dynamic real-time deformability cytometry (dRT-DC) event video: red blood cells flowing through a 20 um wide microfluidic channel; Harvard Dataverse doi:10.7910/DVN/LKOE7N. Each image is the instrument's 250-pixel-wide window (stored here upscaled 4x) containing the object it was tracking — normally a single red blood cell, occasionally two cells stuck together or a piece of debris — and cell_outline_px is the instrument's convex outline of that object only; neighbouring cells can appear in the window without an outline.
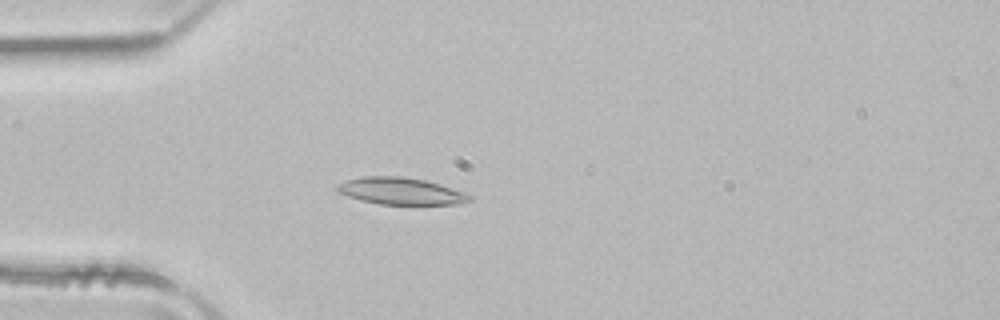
{"species": "common noctule bat (a hibernating species)", "species_latin": "Nyctalus noctula", "temperature_condition": "room temperature", "stored_images_in_passage": 50, "camera_frame_rate_fps": 3000, "um_per_image_px": 0.085, "animal": {"sex": "male", "body_mass_g": 21.5, "forearm_length_mm": 52.0}, "frame": {"image": 1, "passage_image": 13, "time_ms": 4.0, "image_size_px": [1000, 320], "cell_outline_px": [[472, 200], [460, 204], [380, 204], [360, 200], [348, 196], [340, 192], [336, 188], [336, 184], [348, 180], [364, 176], [404, 176], [424, 180], [440, 184], [468, 192], [472, 196]], "centroid_in_image_um": [34.13, 16.24], "position_along_channel_um": 50.9, "area_um2": 20.87}}
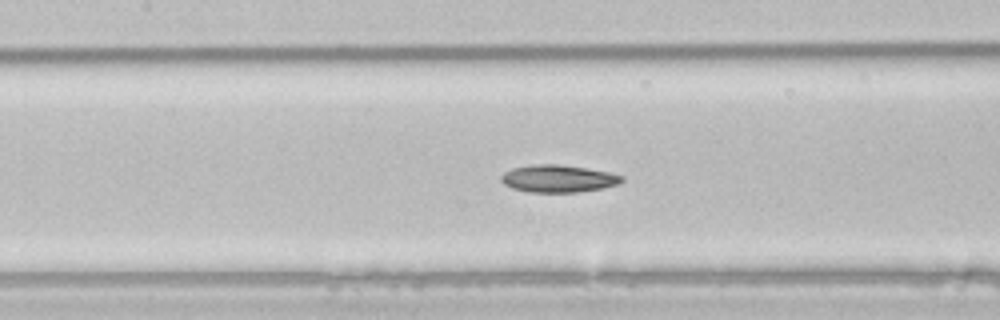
{"frame": {"image": 2, "passage_image": 22, "time_ms": 7.0, "image_size_px": [1000, 320], "cell_outline_px": [[624, 180], [620, 184], [600, 188], [576, 192], [532, 192], [512, 188], [504, 184], [500, 180], [500, 176], [504, 172], [512, 168], [532, 164], [560, 164], [608, 172], [624, 176]], "centroid_in_image_um": [47.43, 15.17], "position_along_channel_um": 160.0, "area_um2": 19.19}}
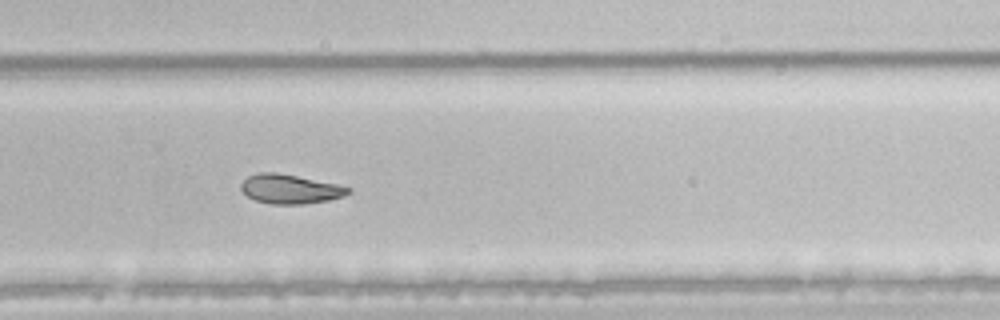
{"frame": {"image": 3, "passage_image": 33, "time_ms": 10.667, "image_size_px": [1000, 320], "cell_outline_px": [[352, 192], [344, 196], [328, 200], [304, 204], [272, 204], [256, 200], [248, 196], [240, 188], [240, 184], [248, 176], [260, 172], [276, 172], [336, 184], [352, 188]], "centroid_in_image_um": [24.67, 16.07], "position_along_channel_um": 305.1, "area_um2": 18.15}, "authors_computed_cell_mechanics": {"area_um2": 20.6346, "velocity_mm_per_s": 3.981, "shape_relaxation_time_tau1_ms": null, "shape_relaxation_time_tau2_ms": 9.6377, "deformation_change_tau1": null, "deformation_change_tau2": 0.1644}}